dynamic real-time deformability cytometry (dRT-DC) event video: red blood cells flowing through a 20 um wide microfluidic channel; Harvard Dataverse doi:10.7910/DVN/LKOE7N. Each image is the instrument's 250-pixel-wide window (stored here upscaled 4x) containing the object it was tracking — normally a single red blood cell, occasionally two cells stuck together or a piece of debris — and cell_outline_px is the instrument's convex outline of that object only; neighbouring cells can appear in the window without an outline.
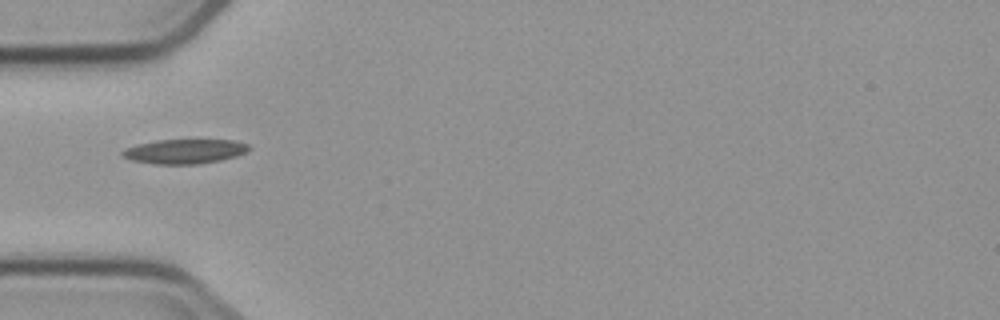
{"species": "common noctule bat (a hibernating species)", "species_latin": "Nyctalus noctula", "temperature_condition": "cold", "stored_images_in_passage": 9, "camera_frame_rate_fps": 3000, "um_per_image_px": 0.085, "animal": {"sex": "male", "body_mass_g": 23.1, "forearm_length_mm": 52.7}, "frame": {"image": 1, "passage_image": 6, "time_ms": 7.333, "image_size_px": [1000, 320], "cell_outline_px": [[252, 148], [248, 152], [236, 156], [220, 160], [200, 164], [156, 164], [132, 160], [120, 156], [120, 152], [124, 148], [156, 140], [232, 140], [248, 144]], "centroid_in_image_um": [15.7, 12.87], "position_along_channel_um": 69.3, "area_um2": 18.15}}
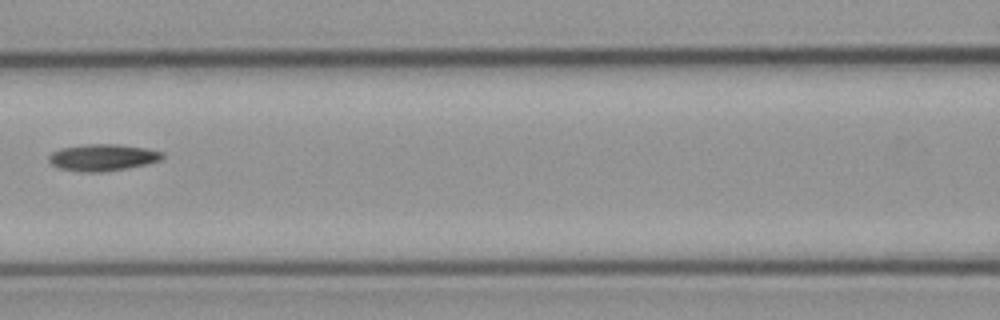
{"frame": {"image": 2, "passage_image": 8, "time_ms": 9.667, "image_size_px": [1000, 320], "cell_outline_px": [[164, 156], [160, 160], [148, 164], [104, 172], [80, 172], [60, 168], [52, 164], [48, 160], [48, 156], [52, 152], [60, 148], [84, 144], [116, 144], [144, 148], [164, 152]], "centroid_in_image_um": [8.71, 13.38], "position_along_channel_um": 157.9, "area_um2": 17.74}}
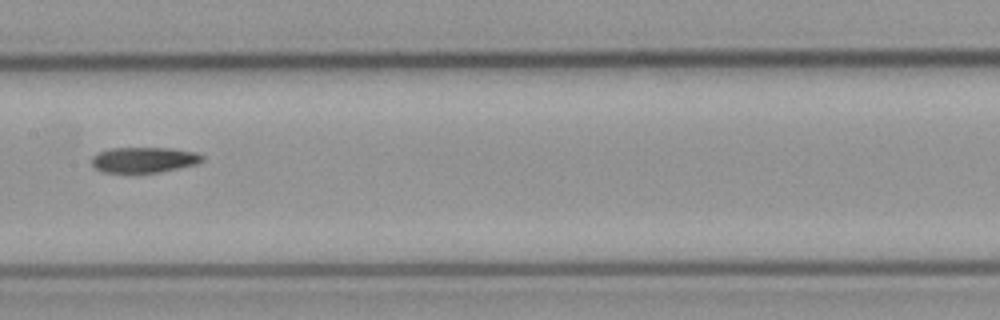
{"frame": {"image": 3, "passage_image": 9, "time_ms": 10.667, "image_size_px": [1000, 320], "cell_outline_px": [[204, 160], [196, 164], [180, 168], [160, 172], [104, 172], [96, 168], [92, 164], [92, 156], [108, 148], [172, 148], [196, 152], [204, 156]], "centroid_in_image_um": [12.27, 13.57], "position_along_channel_um": 195.1, "area_um2": 16.42}}